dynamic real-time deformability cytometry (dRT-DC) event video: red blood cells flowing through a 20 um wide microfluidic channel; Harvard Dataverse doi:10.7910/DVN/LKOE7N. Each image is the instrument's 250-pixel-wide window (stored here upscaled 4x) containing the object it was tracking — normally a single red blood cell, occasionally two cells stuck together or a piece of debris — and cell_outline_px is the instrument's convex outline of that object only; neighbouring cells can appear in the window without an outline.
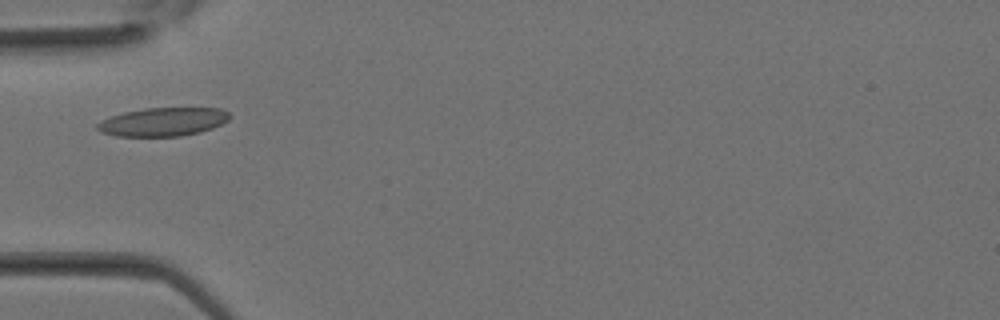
{"species": "Egyptian fruit bat (a non-hibernating species)", "species_latin": "Rousettus aegyptiacus", "temperature_condition": "room temperature", "stored_images_in_passage": 28, "camera_frame_rate_fps": 3000, "um_per_image_px": 0.085, "animal": {"sex": "female"}, "frame": {"image": 1, "passage_image": 6, "time_ms": 1.667, "image_size_px": [1000, 320], "cell_outline_px": [[232, 116], [228, 120], [212, 128], [200, 132], [180, 136], [116, 136], [100, 132], [96, 128], [96, 124], [100, 120], [124, 112], [144, 108], [220, 108], [228, 112]], "centroid_in_image_um": [13.84, 10.35], "position_along_channel_um": 71.2, "area_um2": 22.02}}
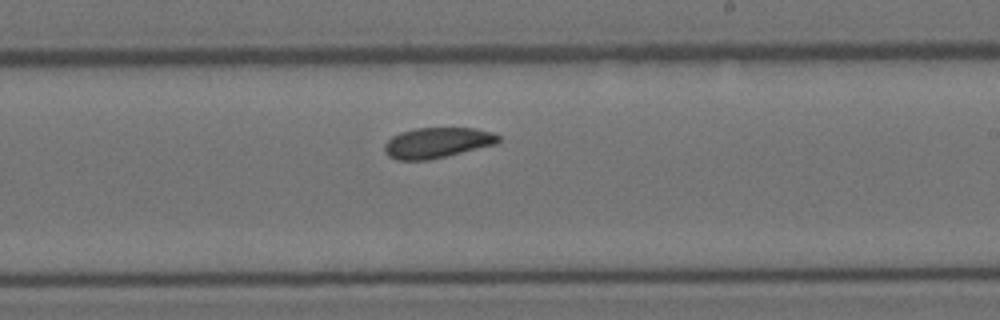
{"frame": {"image": 2, "passage_image": 15, "time_ms": 4.667, "image_size_px": [1000, 320], "cell_outline_px": [[500, 140], [496, 144], [428, 160], [396, 160], [388, 156], [384, 152], [384, 144], [392, 136], [400, 132], [416, 128], [476, 128], [492, 132], [500, 136]], "centroid_in_image_um": [37.14, 12.13], "position_along_channel_um": 251.9, "area_um2": 20.23}}
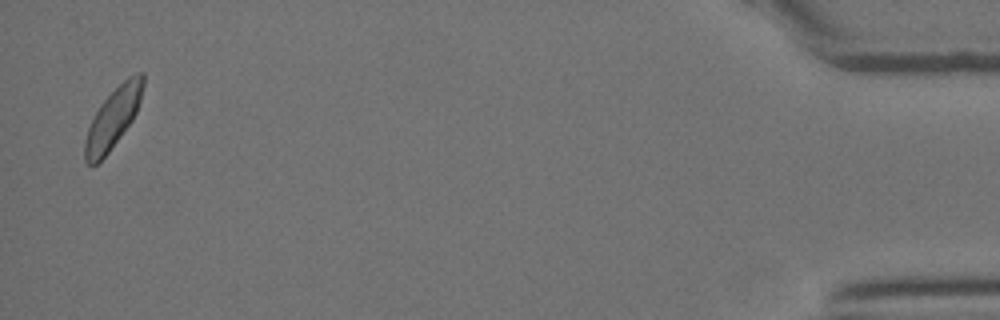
{"frame": {"image": 3, "passage_image": 28, "time_ms": 9.0, "image_size_px": [1000, 320], "cell_outline_px": [[144, 84], [140, 100], [136, 112], [132, 120], [108, 152], [92, 168], [84, 160], [84, 140], [88, 128], [100, 104], [128, 76], [140, 72], [144, 72]], "centroid_in_image_um": [9.59, 10.05], "position_along_channel_um": 425.6, "area_um2": 20.0}}